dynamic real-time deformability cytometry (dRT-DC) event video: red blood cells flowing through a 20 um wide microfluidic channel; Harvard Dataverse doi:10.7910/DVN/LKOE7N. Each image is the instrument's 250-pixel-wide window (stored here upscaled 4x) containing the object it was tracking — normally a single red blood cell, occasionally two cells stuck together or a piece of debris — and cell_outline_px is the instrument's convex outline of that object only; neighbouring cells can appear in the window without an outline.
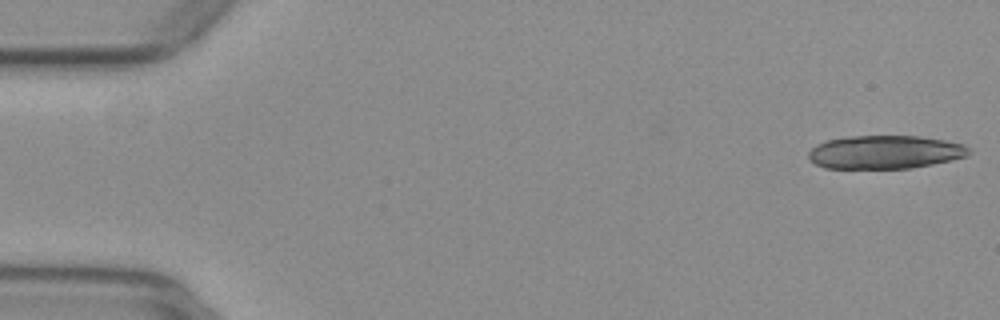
{"species": "common noctule bat (a hibernating species)", "species_latin": "Nyctalus noctula", "temperature_condition": "warm", "stored_images_in_passage": 15, "camera_frame_rate_fps": 3000, "um_per_image_px": 0.085, "animal": {"sex": "female", "body_mass_g": 29.2, "forearm_length_mm": 56.3}, "frame": {"image": 1, "passage_image": 1, "time_ms": 0.0, "image_size_px": [1000, 320], "cell_outline_px": [[972, 152], [968, 156], [952, 160], [912, 168], [824, 168], [808, 160], [808, 152], [816, 144], [828, 140], [848, 136], [920, 136], [944, 140], [964, 144]], "centroid_in_image_um": [75.23, 12.93], "position_along_channel_um": 9.8, "area_um2": 31.33}}